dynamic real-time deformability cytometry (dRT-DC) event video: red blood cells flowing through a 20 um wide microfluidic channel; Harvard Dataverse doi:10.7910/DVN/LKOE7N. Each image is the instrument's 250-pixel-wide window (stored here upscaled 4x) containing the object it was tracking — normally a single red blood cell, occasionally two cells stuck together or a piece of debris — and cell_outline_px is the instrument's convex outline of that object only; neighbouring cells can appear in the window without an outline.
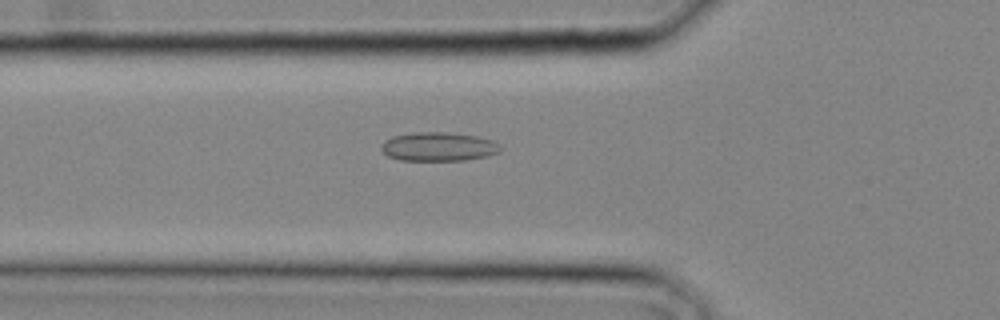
{"species": "common noctule bat (a hibernating species)", "species_latin": "Nyctalus noctula", "temperature_condition": "cold", "stored_images_in_passage": 27, "camera_frame_rate_fps": 3000, "um_per_image_px": 0.085, "animal": {"sex": "male", "body_mass_g": 20.4}, "frame": {"image": 1, "passage_image": 10, "time_ms": 3.0, "image_size_px": [1000, 320], "cell_outline_px": [[504, 148], [500, 152], [488, 156], [464, 160], [400, 160], [388, 156], [380, 148], [380, 144], [384, 140], [392, 136], [412, 132], [444, 132], [476, 136], [492, 140], [500, 144]], "centroid_in_image_um": [37.28, 12.46], "position_along_channel_um": 88.5, "area_um2": 20.23}}
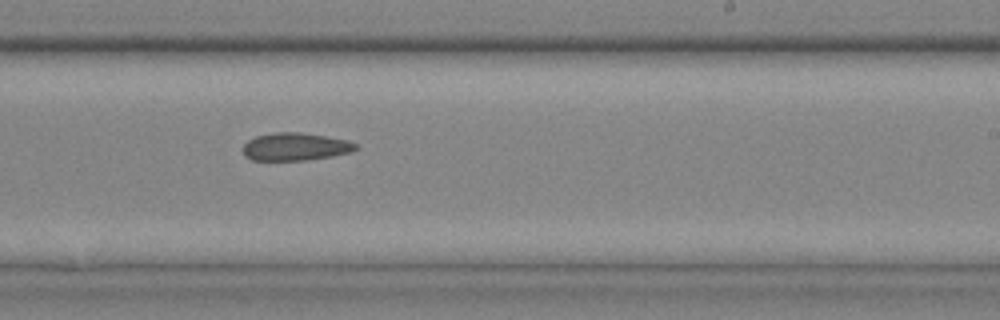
{"frame": {"image": 2, "passage_image": 18, "time_ms": 5.667, "image_size_px": [1000, 320], "cell_outline_px": [[360, 148], [352, 152], [332, 156], [308, 160], [252, 160], [244, 156], [244, 144], [248, 140], [256, 136], [276, 132], [300, 132], [348, 140], [356, 144]], "centroid_in_image_um": [25.13, 12.47], "position_along_channel_um": 263.9, "area_um2": 18.26}}
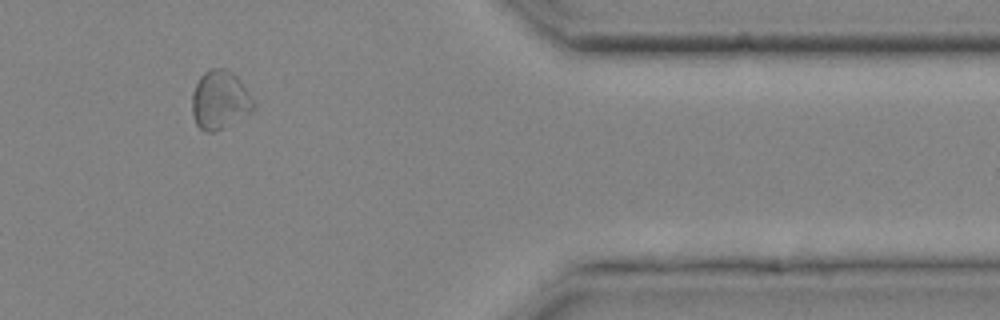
{"frame": {"image": 3, "passage_image": 25, "time_ms": 8.0, "image_size_px": [1000, 320], "cell_outline_px": [[256, 104], [248, 112], [220, 128], [212, 132], [204, 132], [196, 124], [192, 112], [192, 92], [200, 76], [208, 68], [224, 68], [232, 72], [240, 80]], "centroid_in_image_um": [18.64, 8.45], "position_along_channel_um": 392.8, "area_um2": 20.52}}